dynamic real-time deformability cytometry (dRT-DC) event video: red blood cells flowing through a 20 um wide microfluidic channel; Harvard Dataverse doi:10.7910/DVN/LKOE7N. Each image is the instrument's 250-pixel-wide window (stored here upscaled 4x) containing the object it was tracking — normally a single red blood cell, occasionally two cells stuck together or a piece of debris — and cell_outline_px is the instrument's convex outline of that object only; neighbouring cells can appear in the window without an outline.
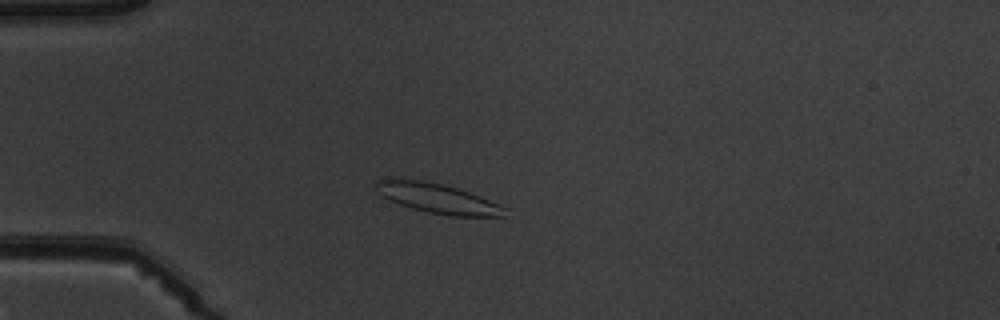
{"species": "common noctule bat (a hibernating species)", "species_latin": "Nyctalus noctula", "temperature_condition": "warm", "stored_images_in_passage": 4, "camera_frame_rate_fps": 3000, "um_per_image_px": 0.085, "animal": {"sex": "male", "body_mass_g": 19.5, "forearm_length_mm": 54.6}, "frame": {"image": 1, "passage_image": 2, "time_ms": 2.0, "image_size_px": [1000, 320], "cell_outline_px": [[508, 208], [504, 216], [452, 216], [428, 212], [412, 208], [388, 200], [376, 192], [376, 180], [420, 180], [440, 184], [456, 188], [480, 196]], "centroid_in_image_um": [37.22, 16.88], "position_along_channel_um": 47.8, "area_um2": 21.85}}